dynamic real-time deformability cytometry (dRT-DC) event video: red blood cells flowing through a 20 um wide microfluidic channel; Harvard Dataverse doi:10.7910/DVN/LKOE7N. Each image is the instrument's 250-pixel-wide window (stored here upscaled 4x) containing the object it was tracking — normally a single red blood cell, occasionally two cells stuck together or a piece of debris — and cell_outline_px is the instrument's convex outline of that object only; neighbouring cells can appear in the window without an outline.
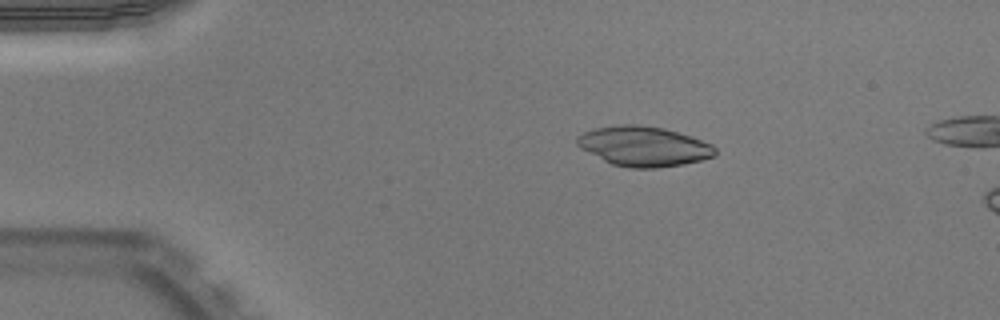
{"species": "Egyptian fruit bat (a non-hibernating species)", "species_latin": "Rousettus aegyptiacus", "temperature_condition": "warm", "stored_images_in_passage": 6, "camera_frame_rate_fps": 3000, "um_per_image_px": 0.085, "animal": {"sex": "male"}, "frame": {"image": 1, "passage_image": 1, "time_ms": 0.0, "image_size_px": [1000, 320], "cell_outline_px": [[716, 156], [684, 164], [656, 168], [628, 168], [612, 164], [580, 148], [576, 144], [576, 136], [584, 132], [596, 128], [616, 124], [640, 124], [664, 128], [692, 136], [712, 144], [716, 148]], "centroid_in_image_um": [54.72, 12.42], "position_along_channel_um": 30.3, "area_um2": 32.31}}